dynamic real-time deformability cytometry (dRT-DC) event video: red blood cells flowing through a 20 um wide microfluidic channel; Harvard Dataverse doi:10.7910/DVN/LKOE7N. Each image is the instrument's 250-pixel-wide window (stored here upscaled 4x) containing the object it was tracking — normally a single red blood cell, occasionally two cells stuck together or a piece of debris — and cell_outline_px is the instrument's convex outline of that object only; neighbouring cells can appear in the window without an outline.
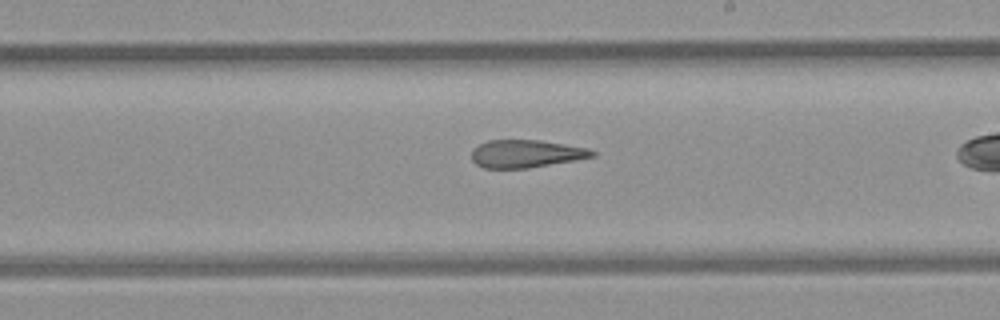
{"species": "common noctule bat (a hibernating species)", "species_latin": "Nyctalus noctula", "temperature_condition": "room temperature", "stored_images_in_passage": 25, "camera_frame_rate_fps": 3000, "um_per_image_px": 0.085, "animal": {"sex": "female", "body_mass_g": 21.9}, "frame": {"image": 1, "passage_image": 15, "time_ms": 4.667, "image_size_px": [1000, 320], "cell_outline_px": [[596, 156], [528, 168], [484, 168], [476, 164], [472, 160], [472, 148], [488, 140], [540, 140], [588, 148], [596, 152]], "centroid_in_image_um": [44.69, 13.06], "position_along_channel_um": 244.3, "area_um2": 19.42}}
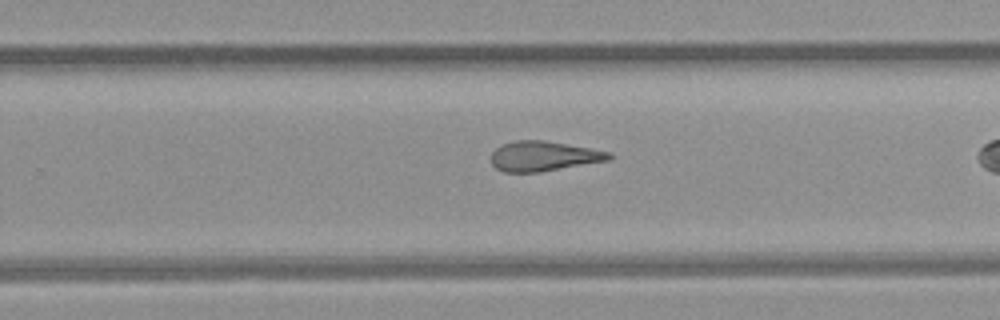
{"frame": {"image": 2, "passage_image": 18, "time_ms": 5.667, "image_size_px": [1000, 320], "cell_outline_px": [[612, 160], [540, 172], [504, 172], [496, 168], [492, 164], [492, 152], [500, 144], [516, 140], [544, 140], [612, 152]], "centroid_in_image_um": [46.23, 13.27], "position_along_channel_um": 283.6, "area_um2": 20.69}}